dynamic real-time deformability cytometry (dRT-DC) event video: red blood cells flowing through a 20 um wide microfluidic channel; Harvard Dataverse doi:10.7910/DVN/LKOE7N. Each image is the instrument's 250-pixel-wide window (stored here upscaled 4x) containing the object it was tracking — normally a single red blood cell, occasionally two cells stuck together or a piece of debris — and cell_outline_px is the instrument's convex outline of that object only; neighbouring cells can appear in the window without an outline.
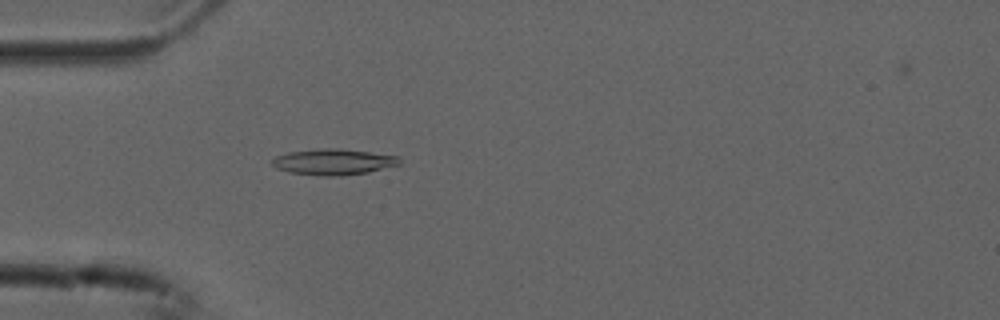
{"species": "common noctule bat (a hibernating species)", "species_latin": "Nyctalus noctula", "temperature_condition": "cold", "stored_images_in_passage": 54, "camera_frame_rate_fps": 3000, "um_per_image_px": 0.085, "animal": {"sex": "male", "forearm_length_mm": 52.5}, "frame": {"image": 1, "passage_image": 16, "time_ms": 5.0, "image_size_px": [1000, 320], "cell_outline_px": [[400, 164], [368, 172], [340, 176], [324, 176], [288, 172], [276, 168], [272, 164], [272, 160], [276, 156], [288, 152], [324, 148], [340, 148], [396, 156], [400, 160]], "centroid_in_image_um": [28.3, 13.76], "position_along_channel_um": 56.7, "area_um2": 19.07}}
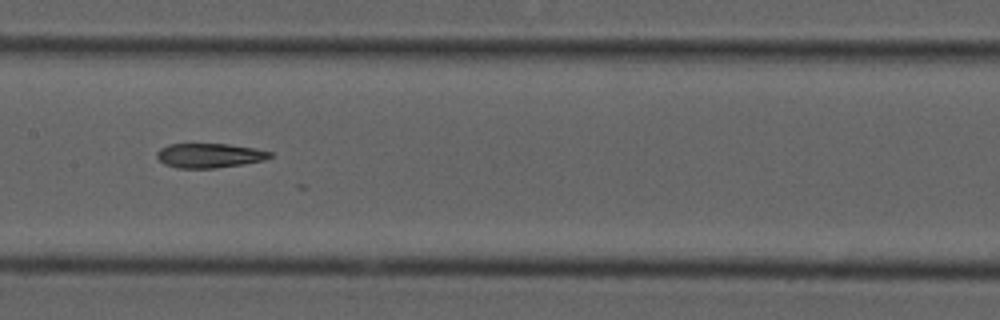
{"frame": {"image": 2, "passage_image": 27, "time_ms": 8.667, "image_size_px": [1000, 320], "cell_outline_px": [[272, 156], [264, 160], [244, 164], [216, 168], [176, 168], [164, 164], [156, 156], [156, 152], [160, 148], [168, 144], [228, 144], [252, 148], [272, 152]], "centroid_in_image_um": [17.77, 13.22], "position_along_channel_um": 189.6, "area_um2": 16.13}}
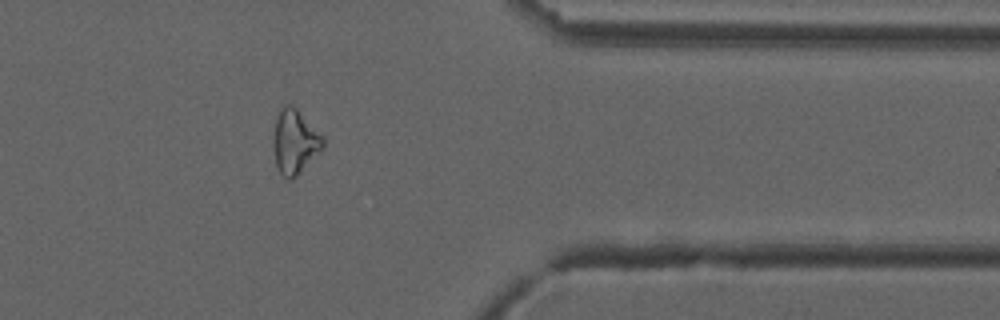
{"frame": {"image": 3, "passage_image": 44, "time_ms": 14.333, "image_size_px": [1000, 320], "cell_outline_px": [[324, 144], [296, 176], [292, 180], [288, 180], [280, 172], [276, 164], [272, 144], [276, 116], [280, 108], [284, 104], [292, 104], [324, 136]], "centroid_in_image_um": [25.02, 12.0], "position_along_channel_um": 386.4, "area_um2": 18.38}}